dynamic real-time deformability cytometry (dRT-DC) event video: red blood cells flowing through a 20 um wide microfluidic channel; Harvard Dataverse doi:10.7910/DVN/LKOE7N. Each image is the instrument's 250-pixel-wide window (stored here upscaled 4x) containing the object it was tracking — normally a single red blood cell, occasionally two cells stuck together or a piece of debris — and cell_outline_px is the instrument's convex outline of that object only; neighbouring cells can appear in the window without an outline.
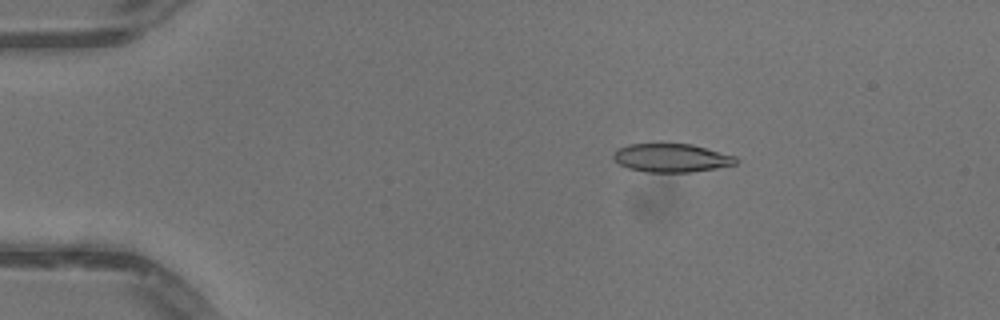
{"species": "common noctule bat (a hibernating species)", "species_latin": "Nyctalus noctula", "temperature_condition": "warm", "stored_images_in_passage": 50, "camera_frame_rate_fps": 3000, "um_per_image_px": 0.085, "animal": {"sex": "male", "body_mass_g": 13.3}, "frame": {"image": 1, "passage_image": 9, "time_ms": 2.667, "image_size_px": [1000, 320], "cell_outline_px": [[740, 160], [736, 164], [716, 168], [692, 172], [648, 172], [628, 168], [620, 164], [612, 156], [612, 152], [616, 148], [628, 144], [692, 144], [736, 156]], "centroid_in_image_um": [57.08, 13.42], "position_along_channel_um": 27.9, "area_um2": 20.4}}
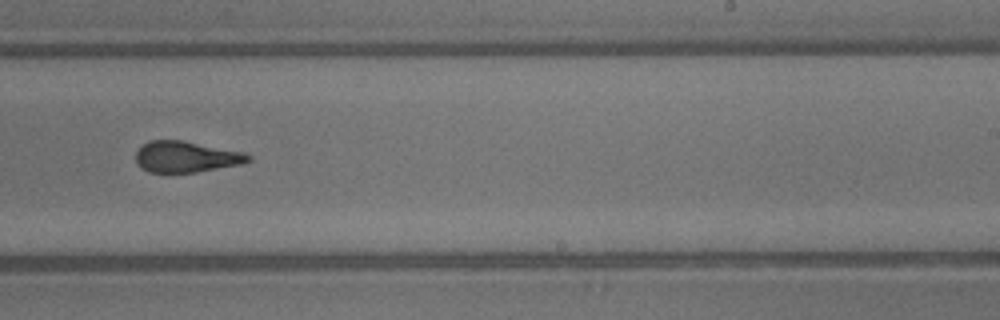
{"frame": {"image": 2, "passage_image": 32, "time_ms": 10.333, "image_size_px": [1000, 320], "cell_outline_px": [[252, 160], [240, 164], [196, 172], [148, 172], [140, 168], [136, 164], [136, 152], [148, 140], [184, 140], [244, 152], [252, 156]], "centroid_in_image_um": [15.81, 13.32], "position_along_channel_um": 273.2, "area_um2": 20.46}}
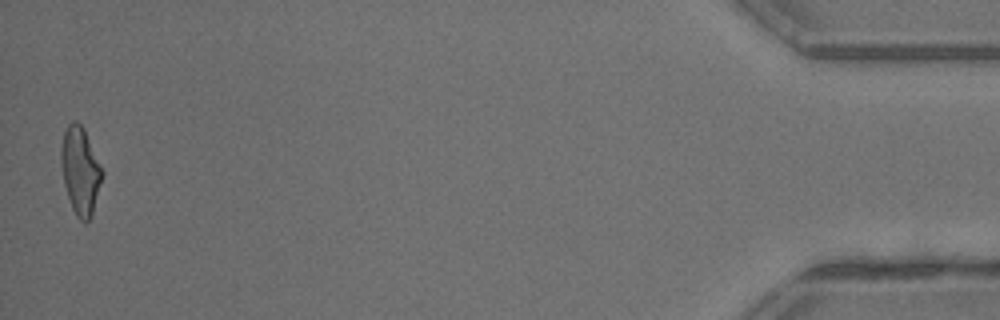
{"frame": {"image": 3, "passage_image": 50, "time_ms": 16.333, "image_size_px": [1000, 320], "cell_outline_px": [[104, 172], [92, 216], [88, 220], [80, 220], [76, 216], [72, 208], [64, 184], [60, 164], [60, 148], [64, 132], [68, 124], [72, 120], [76, 120], [84, 128]], "centroid_in_image_um": [6.82, 14.48], "position_along_channel_um": 428.4, "area_um2": 21.04}, "authors_computed_cell_mechanics": {"area_um2": 20.9814, "velocity_mm_per_s": 4.1328, "shape_relaxation_time_tau1_ms": 9.8601, "shape_relaxation_time_tau2_ms": 2.2244, "deformation_change_tau1": 0.2707, "deformation_change_tau2": 0.1145}}